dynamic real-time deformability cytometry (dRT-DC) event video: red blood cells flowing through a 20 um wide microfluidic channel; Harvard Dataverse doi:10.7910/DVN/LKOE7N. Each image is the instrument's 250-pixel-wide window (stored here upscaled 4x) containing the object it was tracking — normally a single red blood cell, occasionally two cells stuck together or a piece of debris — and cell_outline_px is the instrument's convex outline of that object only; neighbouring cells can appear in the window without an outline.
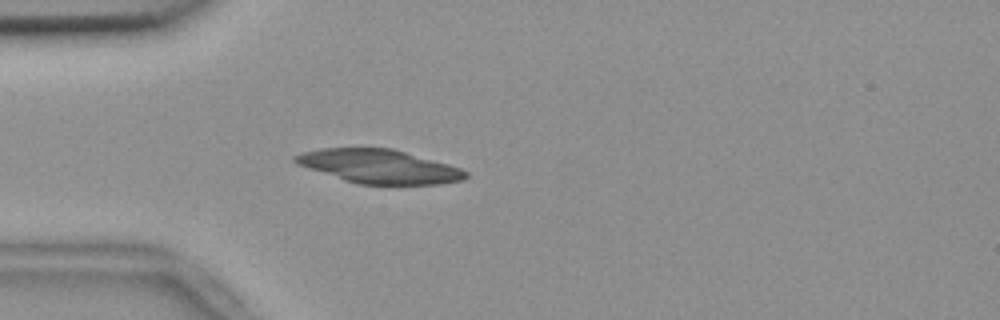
{"species": "common noctule bat (a hibernating species)", "species_latin": "Nyctalus noctula", "temperature_condition": "room temperature", "stored_images_in_passage": 44, "camera_frame_rate_fps": 3000, "um_per_image_px": 0.085, "animal": {"sex": "female", "body_mass_g": 18.4}, "frame": {"image": 1, "passage_image": 5, "time_ms": 1.333, "image_size_px": [1000, 320], "cell_outline_px": [[468, 176], [464, 180], [440, 184], [356, 184], [296, 164], [292, 160], [292, 156], [304, 152], [320, 148], [392, 148], [448, 164], [460, 168], [468, 172]], "centroid_in_image_um": [32.22, 14.14], "position_along_channel_um": 52.8, "area_um2": 33.47}}
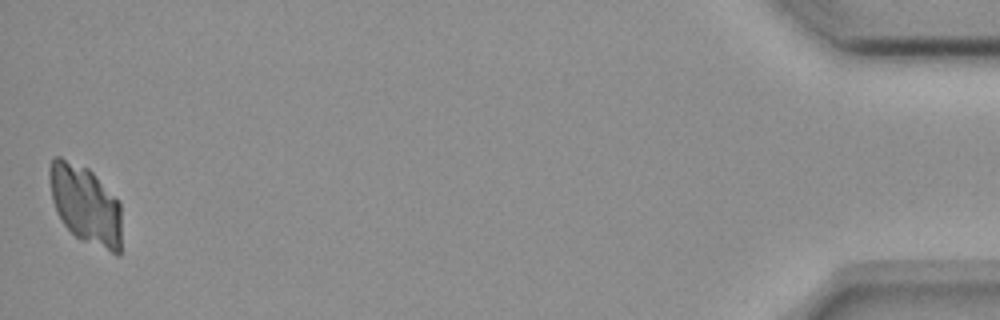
{"frame": {"image": 2, "passage_image": 44, "time_ms": 14.333, "image_size_px": [1000, 320], "cell_outline_px": [[120, 256], [116, 256], [80, 240], [60, 220], [56, 212], [52, 200], [48, 176], [48, 168], [52, 160], [56, 156], [60, 156], [88, 168], [120, 200]], "centroid_in_image_um": [7.26, 17.41], "position_along_channel_um": 427.9, "area_um2": 33.64}}